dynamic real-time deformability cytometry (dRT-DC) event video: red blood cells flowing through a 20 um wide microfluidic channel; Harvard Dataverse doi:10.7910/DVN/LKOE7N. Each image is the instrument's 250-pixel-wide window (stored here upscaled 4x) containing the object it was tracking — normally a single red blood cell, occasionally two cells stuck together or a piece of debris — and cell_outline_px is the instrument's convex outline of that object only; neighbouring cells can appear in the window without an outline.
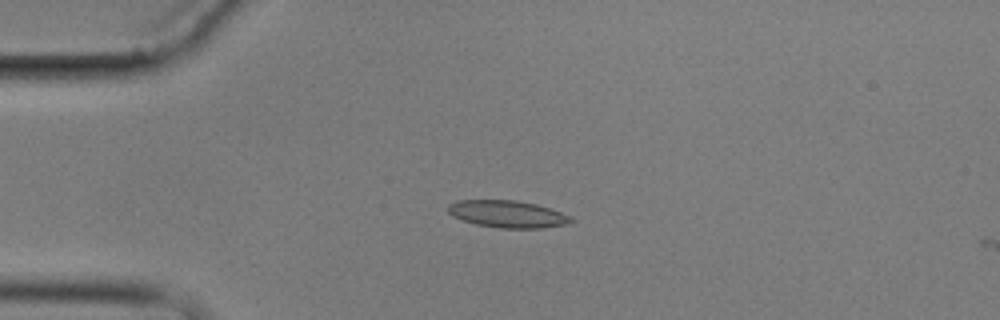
{"species": "common noctule bat (a hibernating species)", "species_latin": "Nyctalus noctula", "temperature_condition": "cold", "stored_images_in_passage": 3, "camera_frame_rate_fps": 3000, "um_per_image_px": 0.085, "animal": {"sex": "male", "body_mass_g": 17.9}, "frame": {"image": 1, "passage_image": 2, "time_ms": 1.333, "image_size_px": [1000, 320], "cell_outline_px": [[576, 220], [564, 224], [540, 228], [500, 228], [476, 224], [452, 216], [448, 212], [448, 204], [456, 200], [516, 200], [536, 204], [572, 216]], "centroid_in_image_um": [43.12, 18.19], "position_along_channel_um": 41.9, "area_um2": 19.36}}